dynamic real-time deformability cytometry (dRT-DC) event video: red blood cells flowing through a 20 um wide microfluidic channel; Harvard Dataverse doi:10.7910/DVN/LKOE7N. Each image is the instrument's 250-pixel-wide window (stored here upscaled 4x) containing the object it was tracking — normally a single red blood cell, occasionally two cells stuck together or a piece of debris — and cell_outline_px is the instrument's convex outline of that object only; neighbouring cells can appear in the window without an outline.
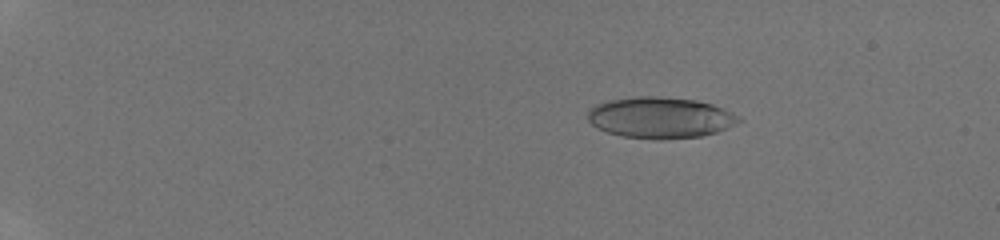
{"species": "human", "species_latin": "Homo sapiens", "temperature_condition": "room temperature", "stored_images_in_passage": 47, "camera_frame_rate_fps": 3000, "um_per_image_px": 0.085, "donor": {"sex": "male"}, "frame": {"image": 1, "passage_image": 10, "time_ms": 3.0, "image_size_px": [1000, 240], "cell_outline_px": [[744, 120], [736, 124], [716, 132], [700, 136], [656, 140], [620, 136], [596, 128], [588, 120], [588, 108], [596, 104], [608, 100], [636, 96], [660, 96], [696, 100], [712, 104], [724, 108], [740, 116]], "centroid_in_image_um": [56.12, 9.99], "position_along_channel_um": 28.9, "area_um2": 36.59}}
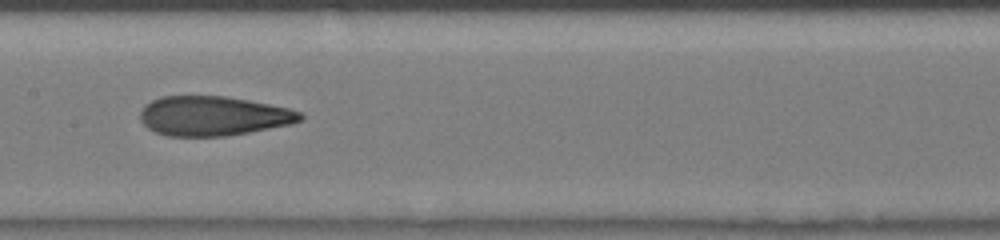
{"frame": {"image": 2, "passage_image": 28, "time_ms": 9.0, "image_size_px": [1000, 240], "cell_outline_px": [[304, 120], [292, 124], [228, 136], [164, 136], [148, 128], [140, 120], [140, 112], [144, 104], [160, 96], [228, 96], [288, 108], [300, 112], [304, 116]], "centroid_in_image_um": [18.12, 9.86], "position_along_channel_um": 189.3, "area_um2": 37.11}}
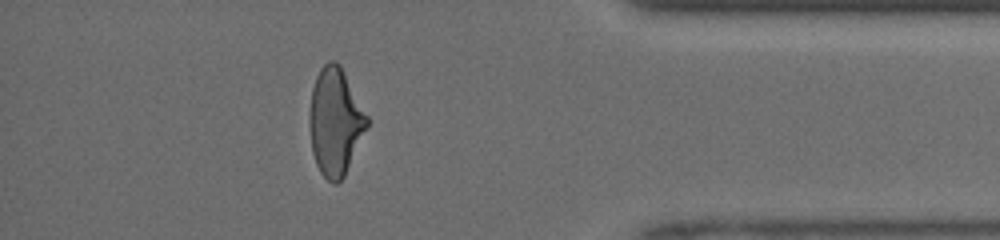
{"frame": {"image": 3, "passage_image": 43, "time_ms": 14.0, "image_size_px": [1000, 240], "cell_outline_px": [[368, 128], [344, 176], [336, 184], [332, 184], [320, 172], [316, 164], [312, 152], [308, 120], [312, 88], [316, 76], [320, 68], [328, 60], [336, 60], [340, 64], [368, 116]], "centroid_in_image_um": [28.49, 10.34], "position_along_channel_um": 406.7, "area_um2": 36.24}}